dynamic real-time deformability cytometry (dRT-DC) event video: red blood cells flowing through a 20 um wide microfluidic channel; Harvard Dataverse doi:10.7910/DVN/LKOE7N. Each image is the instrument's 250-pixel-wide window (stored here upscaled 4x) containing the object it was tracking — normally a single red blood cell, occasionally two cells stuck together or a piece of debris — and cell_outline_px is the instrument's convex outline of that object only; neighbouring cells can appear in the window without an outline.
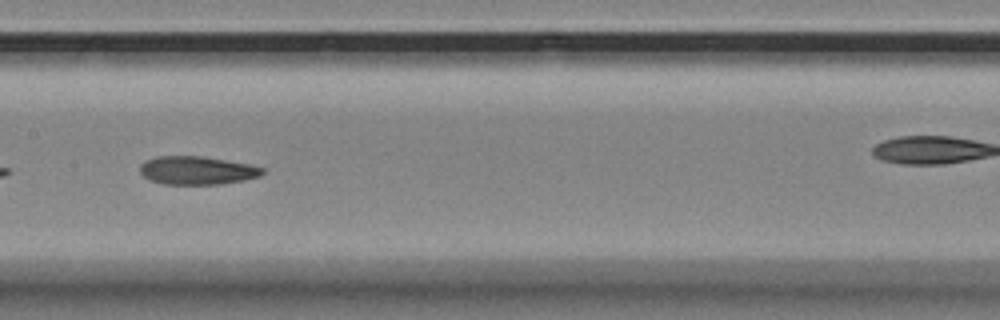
{"species": "Egyptian fruit bat (a non-hibernating species)", "species_latin": "Rousettus aegyptiacus", "temperature_condition": "room temperature", "stored_images_in_passage": 10, "camera_frame_rate_fps": 3000, "um_per_image_px": 0.085, "animal": {"sex": "female"}, "frame": {"image": 1, "passage_image": 9, "time_ms": 2.667, "image_size_px": [1000, 320], "cell_outline_px": [[264, 172], [260, 176], [244, 180], [220, 184], [164, 184], [148, 180], [140, 172], [140, 164], [144, 160], [156, 156], [200, 156], [252, 164], [264, 168]], "centroid_in_image_um": [16.73, 14.48], "position_along_channel_um": 190.7, "area_um2": 20.35}}